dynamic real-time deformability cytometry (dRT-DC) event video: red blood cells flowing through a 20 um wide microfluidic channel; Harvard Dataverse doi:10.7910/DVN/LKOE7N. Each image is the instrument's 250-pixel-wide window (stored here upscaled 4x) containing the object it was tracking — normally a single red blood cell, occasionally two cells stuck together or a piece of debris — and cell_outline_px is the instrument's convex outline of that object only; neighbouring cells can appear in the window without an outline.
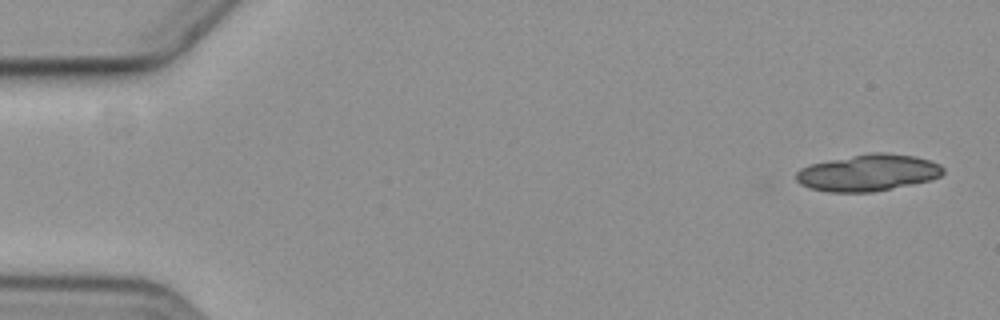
{"species": "common noctule bat (a hibernating species)", "species_latin": "Nyctalus noctula", "temperature_condition": "cold", "stored_images_in_passage": 9, "segment_of_instrument_passage": [1, 2], "camera_frame_rate_fps": 3000, "um_per_image_px": 0.085, "animal": {"sex": "female", "body_mass_g": 19.3, "forearm_length_mm": 54.1}, "frame": {"image": 1, "passage_image": 1, "time_ms": 0.0, "image_size_px": [1000, 320], "cell_outline_px": [[944, 172], [940, 176], [932, 180], [872, 192], [828, 192], [812, 188], [800, 184], [796, 180], [796, 172], [800, 168], [808, 164], [868, 152], [888, 152], [916, 156], [940, 164], [944, 168]], "centroid_in_image_um": [73.79, 14.67], "position_along_channel_um": 11.2, "area_um2": 31.67}}